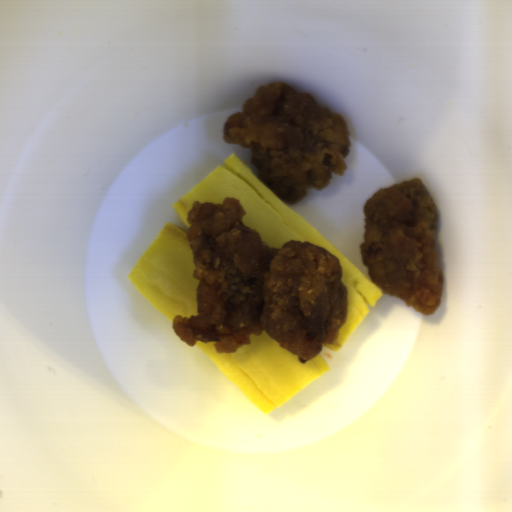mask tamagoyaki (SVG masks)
Returning <instances> with one entry per match:
<instances>
[{
    "instance_id": "1",
    "label": "tamagoyaki",
    "mask_w": 512,
    "mask_h": 512,
    "mask_svg": "<svg viewBox=\"0 0 512 512\" xmlns=\"http://www.w3.org/2000/svg\"><path fill=\"white\" fill-rule=\"evenodd\" d=\"M227 197L240 201L245 216L242 224L255 230L270 247L281 249L289 241L311 243L337 258L342 268V286L347 298V317L327 348L338 351L384 294L311 222L284 203L234 152L201 181L171 204L178 219L188 229V211L195 201L223 204Z\"/></svg>"
},
{
    "instance_id": "2",
    "label": "tamagoyaki",
    "mask_w": 512,
    "mask_h": 512,
    "mask_svg": "<svg viewBox=\"0 0 512 512\" xmlns=\"http://www.w3.org/2000/svg\"><path fill=\"white\" fill-rule=\"evenodd\" d=\"M248 339L249 344H242L234 352H218L214 341H198L194 345L265 416L332 371L318 353L310 360H301L264 330Z\"/></svg>"
},
{
    "instance_id": "3",
    "label": "tamagoyaki",
    "mask_w": 512,
    "mask_h": 512,
    "mask_svg": "<svg viewBox=\"0 0 512 512\" xmlns=\"http://www.w3.org/2000/svg\"><path fill=\"white\" fill-rule=\"evenodd\" d=\"M188 230L167 222L139 256L127 276L138 292L174 322L198 313L200 282Z\"/></svg>"
}]
</instances>
